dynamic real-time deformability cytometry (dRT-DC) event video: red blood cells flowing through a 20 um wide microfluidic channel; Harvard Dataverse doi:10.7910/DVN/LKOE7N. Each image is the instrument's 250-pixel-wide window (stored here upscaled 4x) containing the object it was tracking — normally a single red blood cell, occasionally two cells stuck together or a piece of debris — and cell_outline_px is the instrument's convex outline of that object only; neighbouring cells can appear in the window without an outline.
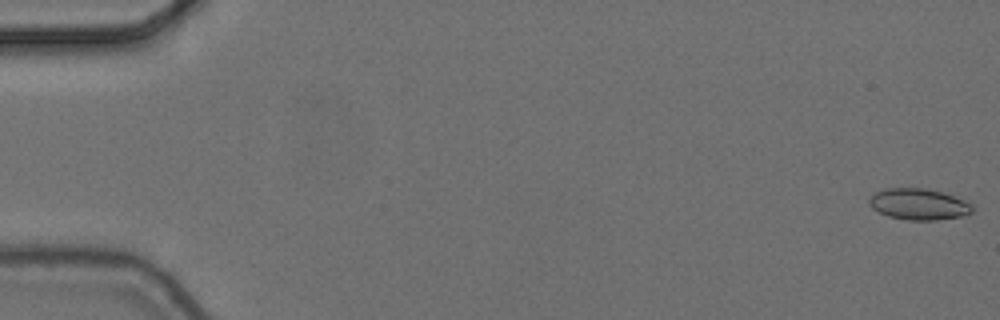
{"species": "common noctule bat (a hibernating species)", "species_latin": "Nyctalus noctula", "temperature_condition": "cold", "stored_images_in_passage": 7, "camera_frame_rate_fps": 3000, "um_per_image_px": 0.085, "animal": {"sex": "female", "body_mass_g": 24.6, "forearm_length_mm": 56.2}, "frame": {"image": 1, "passage_image": 1, "time_ms": 0.0, "image_size_px": [1000, 320], "cell_outline_px": [[972, 212], [964, 216], [936, 220], [908, 220], [888, 216], [872, 208], [868, 204], [868, 200], [876, 192], [888, 188], [924, 188], [940, 192], [964, 200], [972, 204]], "centroid_in_image_um": [78.09, 17.37], "position_along_channel_um": 6.9, "area_um2": 18.61}}
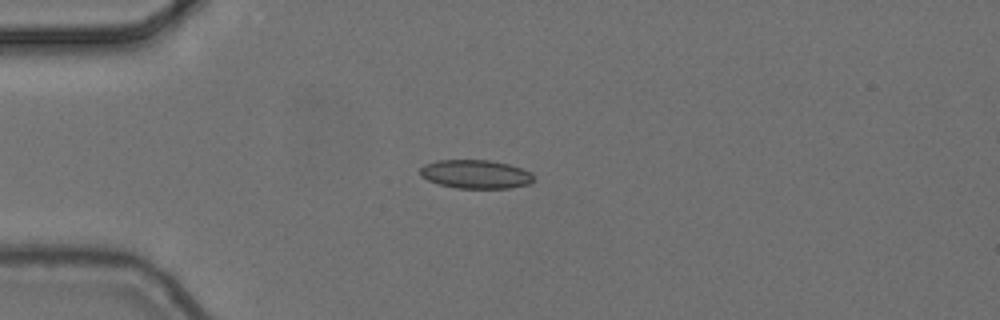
{"frame": {"image": 2, "passage_image": 5, "time_ms": 1.333, "image_size_px": [1000, 320], "cell_outline_px": [[532, 180], [528, 184], [508, 188], [456, 188], [440, 184], [428, 180], [420, 176], [420, 168], [424, 164], [436, 160], [492, 160], [508, 164], [532, 172]], "centroid_in_image_um": [40.39, 14.8], "position_along_channel_um": 44.6, "area_um2": 18.9}}
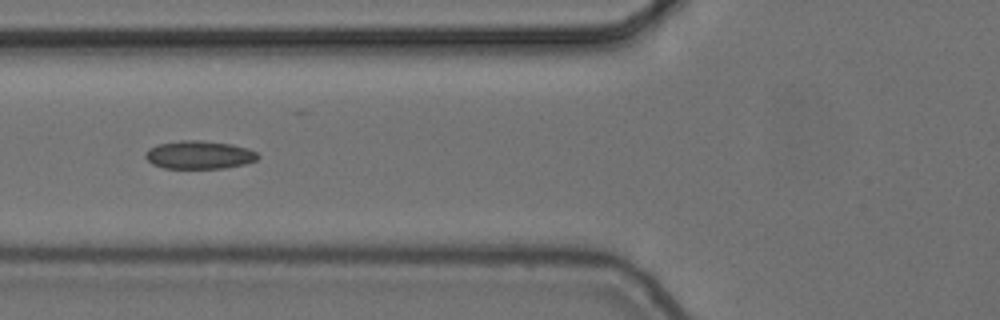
{"frame": {"image": 3, "passage_image": 7, "time_ms": 2.0, "image_size_px": [1000, 320], "cell_outline_px": [[260, 156], [256, 160], [244, 164], [224, 168], [164, 168], [152, 164], [144, 156], [144, 152], [148, 148], [156, 144], [180, 140], [204, 140], [232, 144], [248, 148], [256, 152]], "centroid_in_image_um": [16.9, 13.15], "position_along_channel_um": 108.9, "area_um2": 18.67}}